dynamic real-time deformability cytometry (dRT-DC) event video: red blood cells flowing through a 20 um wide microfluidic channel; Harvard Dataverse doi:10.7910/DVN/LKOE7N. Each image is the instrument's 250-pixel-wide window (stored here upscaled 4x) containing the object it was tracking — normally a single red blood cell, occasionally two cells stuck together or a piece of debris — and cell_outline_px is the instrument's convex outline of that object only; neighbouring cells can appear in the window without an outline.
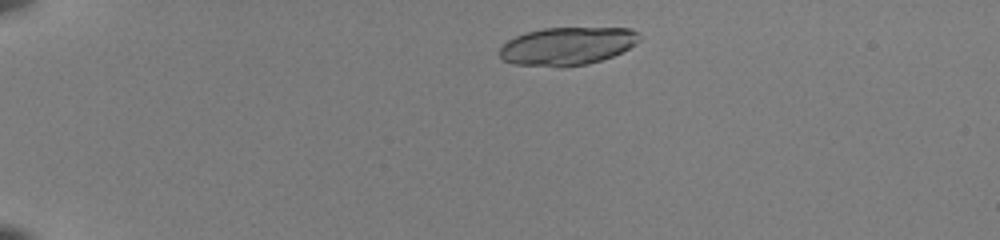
{"species": "common noctule bat (a hibernating species)", "species_latin": "Nyctalus noctula", "temperature_condition": "room temperature", "stored_images_in_passage": 41, "camera_frame_rate_fps": 3000, "um_per_image_px": 0.085, "animal": {"sex": "female", "body_mass_g": 22.0, "forearm_length_mm": 56.7}, "frame": {"image": 1, "passage_image": 1, "time_ms": 0.0, "image_size_px": [1000, 240], "cell_outline_px": [[640, 40], [636, 44], [612, 56], [588, 64], [564, 68], [556, 68], [512, 64], [504, 60], [500, 56], [500, 48], [508, 40], [516, 36], [528, 32], [544, 28], [632, 28], [640, 32]], "centroid_in_image_um": [48.23, 3.93], "position_along_channel_um": 36.8, "area_um2": 31.21}}